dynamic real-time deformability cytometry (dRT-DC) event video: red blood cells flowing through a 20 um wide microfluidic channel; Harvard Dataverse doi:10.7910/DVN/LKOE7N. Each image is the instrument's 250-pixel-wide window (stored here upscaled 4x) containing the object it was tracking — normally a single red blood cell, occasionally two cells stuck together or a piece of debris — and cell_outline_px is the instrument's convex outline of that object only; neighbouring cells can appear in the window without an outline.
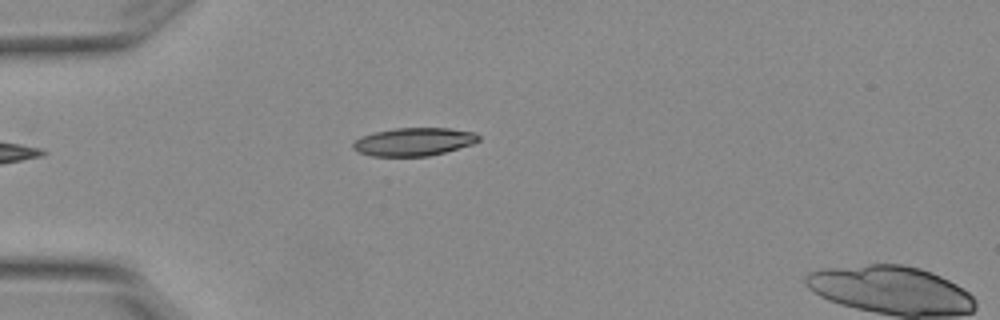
{"species": "Egyptian fruit bat (a non-hibernating species)", "species_latin": "Rousettus aegyptiacus", "temperature_condition": "warm", "stored_images_in_passage": 5, "camera_frame_rate_fps": 3000, "um_per_image_px": 0.085, "animal": {"sex": "female"}, "frame": {"image": 1, "passage_image": 4, "time_ms": 1.0, "image_size_px": [1000, 320], "cell_outline_px": [[480, 140], [472, 144], [444, 152], [428, 156], [372, 156], [360, 152], [352, 148], [352, 144], [360, 136], [376, 132], [396, 128], [448, 128], [476, 132], [480, 136]], "centroid_in_image_um": [35.19, 12.04], "position_along_channel_um": 49.8, "area_um2": 20.46}}